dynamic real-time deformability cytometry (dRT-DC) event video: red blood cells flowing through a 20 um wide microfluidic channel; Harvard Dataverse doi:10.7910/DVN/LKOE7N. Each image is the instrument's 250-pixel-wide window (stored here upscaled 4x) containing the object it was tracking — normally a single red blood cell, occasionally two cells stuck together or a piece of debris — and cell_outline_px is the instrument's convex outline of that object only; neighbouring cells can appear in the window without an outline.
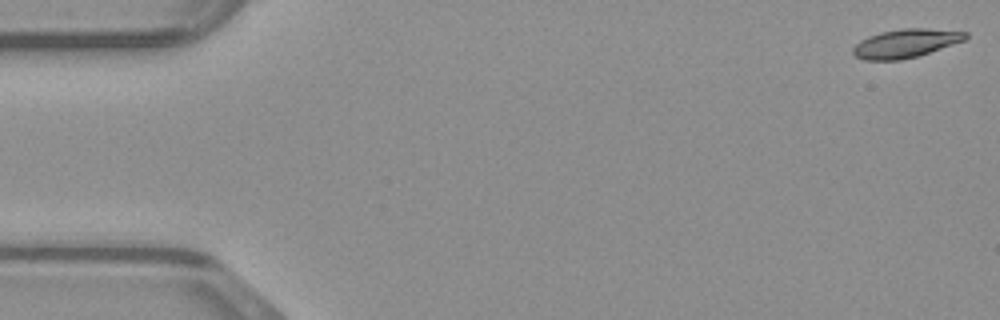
{"species": "common noctule bat (a hibernating species)", "species_latin": "Nyctalus noctula", "temperature_condition": "warm", "stored_images_in_passage": 10, "camera_frame_rate_fps": 3000, "um_per_image_px": 0.085, "animal": {"sex": "male", "body_mass_g": 23.1, "forearm_length_mm": 52.7}, "frame": {"image": 1, "passage_image": 1, "time_ms": 0.0, "image_size_px": [1000, 320], "cell_outline_px": [[968, 36], [964, 40], [916, 56], [900, 60], [864, 60], [856, 56], [852, 52], [852, 48], [860, 40], [868, 36], [880, 32], [900, 28], [928, 28], [968, 32]], "centroid_in_image_um": [76.94, 3.67], "position_along_channel_um": 8.1, "area_um2": 18.61}}